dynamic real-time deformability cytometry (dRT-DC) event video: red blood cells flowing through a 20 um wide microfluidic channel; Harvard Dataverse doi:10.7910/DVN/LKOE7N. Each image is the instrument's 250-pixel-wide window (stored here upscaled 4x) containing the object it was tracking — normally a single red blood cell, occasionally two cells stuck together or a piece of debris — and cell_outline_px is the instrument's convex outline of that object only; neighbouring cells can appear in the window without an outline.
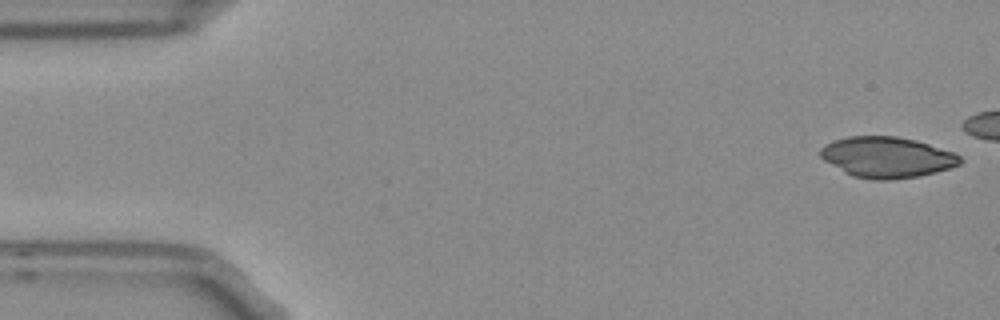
{"species": "Egyptian fruit bat (a non-hibernating species)", "species_latin": "Rousettus aegyptiacus", "temperature_condition": "room temperature", "stored_images_in_passage": 6, "camera_frame_rate_fps": 3000, "um_per_image_px": 0.085, "frame": {"image": 1, "passage_image": 1, "time_ms": 0.0, "image_size_px": [1000, 320], "cell_outline_px": [[964, 160], [960, 164], [936, 172], [916, 176], [888, 180], [872, 180], [852, 176], [844, 172], [824, 160], [820, 156], [820, 148], [824, 144], [832, 140], [848, 136], [896, 136], [916, 140], [956, 152]], "centroid_in_image_um": [75.39, 13.35], "position_along_channel_um": 9.6, "area_um2": 33.41}}